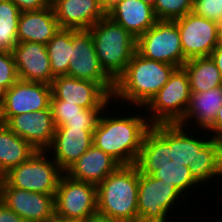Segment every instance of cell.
<instances>
[{
    "instance_id": "f546056e",
    "label": "cell",
    "mask_w": 222,
    "mask_h": 222,
    "mask_svg": "<svg viewBox=\"0 0 222 222\" xmlns=\"http://www.w3.org/2000/svg\"><path fill=\"white\" fill-rule=\"evenodd\" d=\"M53 122L55 127H61L67 119L74 117H84L85 108L76 104H71L63 100H50Z\"/></svg>"
},
{
    "instance_id": "7a4b0ae2",
    "label": "cell",
    "mask_w": 222,
    "mask_h": 222,
    "mask_svg": "<svg viewBox=\"0 0 222 222\" xmlns=\"http://www.w3.org/2000/svg\"><path fill=\"white\" fill-rule=\"evenodd\" d=\"M126 116L105 117L101 113L93 131V145L111 155L121 165H135L143 138L151 124L143 114Z\"/></svg>"
},
{
    "instance_id": "e0dca14e",
    "label": "cell",
    "mask_w": 222,
    "mask_h": 222,
    "mask_svg": "<svg viewBox=\"0 0 222 222\" xmlns=\"http://www.w3.org/2000/svg\"><path fill=\"white\" fill-rule=\"evenodd\" d=\"M19 80L51 85L52 73L46 45L37 42H20L13 51Z\"/></svg>"
},
{
    "instance_id": "603a6c76",
    "label": "cell",
    "mask_w": 222,
    "mask_h": 222,
    "mask_svg": "<svg viewBox=\"0 0 222 222\" xmlns=\"http://www.w3.org/2000/svg\"><path fill=\"white\" fill-rule=\"evenodd\" d=\"M59 29L52 5L40 10L23 11L20 13L17 41L46 45Z\"/></svg>"
},
{
    "instance_id": "30bf717a",
    "label": "cell",
    "mask_w": 222,
    "mask_h": 222,
    "mask_svg": "<svg viewBox=\"0 0 222 222\" xmlns=\"http://www.w3.org/2000/svg\"><path fill=\"white\" fill-rule=\"evenodd\" d=\"M55 214L73 222H83L97 213V187L71 179L63 173L54 197Z\"/></svg>"
},
{
    "instance_id": "7bdbcfd3",
    "label": "cell",
    "mask_w": 222,
    "mask_h": 222,
    "mask_svg": "<svg viewBox=\"0 0 222 222\" xmlns=\"http://www.w3.org/2000/svg\"><path fill=\"white\" fill-rule=\"evenodd\" d=\"M7 89L0 85V100H5Z\"/></svg>"
},
{
    "instance_id": "4316f807",
    "label": "cell",
    "mask_w": 222,
    "mask_h": 222,
    "mask_svg": "<svg viewBox=\"0 0 222 222\" xmlns=\"http://www.w3.org/2000/svg\"><path fill=\"white\" fill-rule=\"evenodd\" d=\"M54 77L67 75L72 56V29L60 28L46 44Z\"/></svg>"
},
{
    "instance_id": "ba28073f",
    "label": "cell",
    "mask_w": 222,
    "mask_h": 222,
    "mask_svg": "<svg viewBox=\"0 0 222 222\" xmlns=\"http://www.w3.org/2000/svg\"><path fill=\"white\" fill-rule=\"evenodd\" d=\"M190 95L189 78L185 69L176 68L167 83L143 107L147 112H152L147 114L150 117L149 123L177 124L184 117Z\"/></svg>"
},
{
    "instance_id": "b9f144b4",
    "label": "cell",
    "mask_w": 222,
    "mask_h": 222,
    "mask_svg": "<svg viewBox=\"0 0 222 222\" xmlns=\"http://www.w3.org/2000/svg\"><path fill=\"white\" fill-rule=\"evenodd\" d=\"M217 46H222V23H219Z\"/></svg>"
},
{
    "instance_id": "f35d334b",
    "label": "cell",
    "mask_w": 222,
    "mask_h": 222,
    "mask_svg": "<svg viewBox=\"0 0 222 222\" xmlns=\"http://www.w3.org/2000/svg\"><path fill=\"white\" fill-rule=\"evenodd\" d=\"M5 100H0V127L7 124V118L5 114Z\"/></svg>"
},
{
    "instance_id": "ac0fdd59",
    "label": "cell",
    "mask_w": 222,
    "mask_h": 222,
    "mask_svg": "<svg viewBox=\"0 0 222 222\" xmlns=\"http://www.w3.org/2000/svg\"><path fill=\"white\" fill-rule=\"evenodd\" d=\"M51 85L18 80L6 91L7 120L23 113H33L50 106Z\"/></svg>"
},
{
    "instance_id": "d590c367",
    "label": "cell",
    "mask_w": 222,
    "mask_h": 222,
    "mask_svg": "<svg viewBox=\"0 0 222 222\" xmlns=\"http://www.w3.org/2000/svg\"><path fill=\"white\" fill-rule=\"evenodd\" d=\"M208 131L209 133H214L213 139L222 142V106L218 110L213 126Z\"/></svg>"
},
{
    "instance_id": "8992f818",
    "label": "cell",
    "mask_w": 222,
    "mask_h": 222,
    "mask_svg": "<svg viewBox=\"0 0 222 222\" xmlns=\"http://www.w3.org/2000/svg\"><path fill=\"white\" fill-rule=\"evenodd\" d=\"M207 136L188 135L183 125L177 124V157L189 167L193 178L202 185L216 176L222 177V142ZM204 139V140H203Z\"/></svg>"
},
{
    "instance_id": "5b68a950",
    "label": "cell",
    "mask_w": 222,
    "mask_h": 222,
    "mask_svg": "<svg viewBox=\"0 0 222 222\" xmlns=\"http://www.w3.org/2000/svg\"><path fill=\"white\" fill-rule=\"evenodd\" d=\"M89 30L100 65L115 82L135 54L137 39L107 15Z\"/></svg>"
},
{
    "instance_id": "e575fe53",
    "label": "cell",
    "mask_w": 222,
    "mask_h": 222,
    "mask_svg": "<svg viewBox=\"0 0 222 222\" xmlns=\"http://www.w3.org/2000/svg\"><path fill=\"white\" fill-rule=\"evenodd\" d=\"M0 222H27L0 201Z\"/></svg>"
},
{
    "instance_id": "d6a6232c",
    "label": "cell",
    "mask_w": 222,
    "mask_h": 222,
    "mask_svg": "<svg viewBox=\"0 0 222 222\" xmlns=\"http://www.w3.org/2000/svg\"><path fill=\"white\" fill-rule=\"evenodd\" d=\"M107 109H86L84 111V117H74L67 119V122L61 127L71 128H96L101 112H105Z\"/></svg>"
},
{
    "instance_id": "9a60e30c",
    "label": "cell",
    "mask_w": 222,
    "mask_h": 222,
    "mask_svg": "<svg viewBox=\"0 0 222 222\" xmlns=\"http://www.w3.org/2000/svg\"><path fill=\"white\" fill-rule=\"evenodd\" d=\"M55 194L0 186V201L27 222H43L55 213Z\"/></svg>"
},
{
    "instance_id": "44dd1931",
    "label": "cell",
    "mask_w": 222,
    "mask_h": 222,
    "mask_svg": "<svg viewBox=\"0 0 222 222\" xmlns=\"http://www.w3.org/2000/svg\"><path fill=\"white\" fill-rule=\"evenodd\" d=\"M106 15L123 26L135 39L155 25L153 7L141 0H115Z\"/></svg>"
},
{
    "instance_id": "9c48e42d",
    "label": "cell",
    "mask_w": 222,
    "mask_h": 222,
    "mask_svg": "<svg viewBox=\"0 0 222 222\" xmlns=\"http://www.w3.org/2000/svg\"><path fill=\"white\" fill-rule=\"evenodd\" d=\"M136 51L144 58L177 68L187 61L175 20H157L154 26L137 39Z\"/></svg>"
},
{
    "instance_id": "83f0119b",
    "label": "cell",
    "mask_w": 222,
    "mask_h": 222,
    "mask_svg": "<svg viewBox=\"0 0 222 222\" xmlns=\"http://www.w3.org/2000/svg\"><path fill=\"white\" fill-rule=\"evenodd\" d=\"M20 13L11 0L0 1V51L12 52L18 44L17 28Z\"/></svg>"
},
{
    "instance_id": "4fadbf2b",
    "label": "cell",
    "mask_w": 222,
    "mask_h": 222,
    "mask_svg": "<svg viewBox=\"0 0 222 222\" xmlns=\"http://www.w3.org/2000/svg\"><path fill=\"white\" fill-rule=\"evenodd\" d=\"M179 29L184 57H209L217 46L219 23L193 12L175 20Z\"/></svg>"
},
{
    "instance_id": "8d00e7d4",
    "label": "cell",
    "mask_w": 222,
    "mask_h": 222,
    "mask_svg": "<svg viewBox=\"0 0 222 222\" xmlns=\"http://www.w3.org/2000/svg\"><path fill=\"white\" fill-rule=\"evenodd\" d=\"M222 75V46H216L210 55Z\"/></svg>"
},
{
    "instance_id": "60d3db41",
    "label": "cell",
    "mask_w": 222,
    "mask_h": 222,
    "mask_svg": "<svg viewBox=\"0 0 222 222\" xmlns=\"http://www.w3.org/2000/svg\"><path fill=\"white\" fill-rule=\"evenodd\" d=\"M43 222H73L67 219H64L60 216H57L55 213L49 217L48 219L44 220Z\"/></svg>"
},
{
    "instance_id": "74e56055",
    "label": "cell",
    "mask_w": 222,
    "mask_h": 222,
    "mask_svg": "<svg viewBox=\"0 0 222 222\" xmlns=\"http://www.w3.org/2000/svg\"><path fill=\"white\" fill-rule=\"evenodd\" d=\"M83 222H121V221L96 213L87 218Z\"/></svg>"
},
{
    "instance_id": "f1b7e54d",
    "label": "cell",
    "mask_w": 222,
    "mask_h": 222,
    "mask_svg": "<svg viewBox=\"0 0 222 222\" xmlns=\"http://www.w3.org/2000/svg\"><path fill=\"white\" fill-rule=\"evenodd\" d=\"M194 0H156L154 13L157 20H176L192 12Z\"/></svg>"
},
{
    "instance_id": "1f68e13d",
    "label": "cell",
    "mask_w": 222,
    "mask_h": 222,
    "mask_svg": "<svg viewBox=\"0 0 222 222\" xmlns=\"http://www.w3.org/2000/svg\"><path fill=\"white\" fill-rule=\"evenodd\" d=\"M192 12L197 16L222 23L220 0H194Z\"/></svg>"
},
{
    "instance_id": "ee69618b",
    "label": "cell",
    "mask_w": 222,
    "mask_h": 222,
    "mask_svg": "<svg viewBox=\"0 0 222 222\" xmlns=\"http://www.w3.org/2000/svg\"><path fill=\"white\" fill-rule=\"evenodd\" d=\"M143 1L144 3L148 4L149 6L153 7L154 8V5H155V1L156 0H141Z\"/></svg>"
},
{
    "instance_id": "836d02e7",
    "label": "cell",
    "mask_w": 222,
    "mask_h": 222,
    "mask_svg": "<svg viewBox=\"0 0 222 222\" xmlns=\"http://www.w3.org/2000/svg\"><path fill=\"white\" fill-rule=\"evenodd\" d=\"M17 8L23 11H34L51 6V0H11Z\"/></svg>"
},
{
    "instance_id": "2e32d148",
    "label": "cell",
    "mask_w": 222,
    "mask_h": 222,
    "mask_svg": "<svg viewBox=\"0 0 222 222\" xmlns=\"http://www.w3.org/2000/svg\"><path fill=\"white\" fill-rule=\"evenodd\" d=\"M6 126L40 151H46L55 134L50 106L37 112L12 116L7 120Z\"/></svg>"
},
{
    "instance_id": "6da1fadb",
    "label": "cell",
    "mask_w": 222,
    "mask_h": 222,
    "mask_svg": "<svg viewBox=\"0 0 222 222\" xmlns=\"http://www.w3.org/2000/svg\"><path fill=\"white\" fill-rule=\"evenodd\" d=\"M135 166L139 174L175 184L184 195L198 184L189 167L177 157V124L151 125L143 138Z\"/></svg>"
},
{
    "instance_id": "7c38bea8",
    "label": "cell",
    "mask_w": 222,
    "mask_h": 222,
    "mask_svg": "<svg viewBox=\"0 0 222 222\" xmlns=\"http://www.w3.org/2000/svg\"><path fill=\"white\" fill-rule=\"evenodd\" d=\"M67 76L97 82L110 96L115 82L102 69L90 30L72 29V56Z\"/></svg>"
},
{
    "instance_id": "277c9868",
    "label": "cell",
    "mask_w": 222,
    "mask_h": 222,
    "mask_svg": "<svg viewBox=\"0 0 222 222\" xmlns=\"http://www.w3.org/2000/svg\"><path fill=\"white\" fill-rule=\"evenodd\" d=\"M139 171L135 165H121L97 187V213L121 222H139Z\"/></svg>"
},
{
    "instance_id": "4dcf8cb0",
    "label": "cell",
    "mask_w": 222,
    "mask_h": 222,
    "mask_svg": "<svg viewBox=\"0 0 222 222\" xmlns=\"http://www.w3.org/2000/svg\"><path fill=\"white\" fill-rule=\"evenodd\" d=\"M18 80L13 53L0 51V85L9 89Z\"/></svg>"
},
{
    "instance_id": "3957f363",
    "label": "cell",
    "mask_w": 222,
    "mask_h": 222,
    "mask_svg": "<svg viewBox=\"0 0 222 222\" xmlns=\"http://www.w3.org/2000/svg\"><path fill=\"white\" fill-rule=\"evenodd\" d=\"M176 68L144 58L136 51L124 73L115 81L112 97L142 108L167 83Z\"/></svg>"
},
{
    "instance_id": "7402d4cb",
    "label": "cell",
    "mask_w": 222,
    "mask_h": 222,
    "mask_svg": "<svg viewBox=\"0 0 222 222\" xmlns=\"http://www.w3.org/2000/svg\"><path fill=\"white\" fill-rule=\"evenodd\" d=\"M120 166L111 155L92 145L64 173L71 179L97 186Z\"/></svg>"
},
{
    "instance_id": "5bb4252c",
    "label": "cell",
    "mask_w": 222,
    "mask_h": 222,
    "mask_svg": "<svg viewBox=\"0 0 222 222\" xmlns=\"http://www.w3.org/2000/svg\"><path fill=\"white\" fill-rule=\"evenodd\" d=\"M50 100H63L85 109H105L112 96L97 82L64 75L52 80Z\"/></svg>"
},
{
    "instance_id": "cb8c5ba5",
    "label": "cell",
    "mask_w": 222,
    "mask_h": 222,
    "mask_svg": "<svg viewBox=\"0 0 222 222\" xmlns=\"http://www.w3.org/2000/svg\"><path fill=\"white\" fill-rule=\"evenodd\" d=\"M222 106V86L201 93L191 92L184 117L177 123L187 126V121L196 119L198 128L207 131L213 126L218 110Z\"/></svg>"
},
{
    "instance_id": "d6986e66",
    "label": "cell",
    "mask_w": 222,
    "mask_h": 222,
    "mask_svg": "<svg viewBox=\"0 0 222 222\" xmlns=\"http://www.w3.org/2000/svg\"><path fill=\"white\" fill-rule=\"evenodd\" d=\"M93 131L92 128L55 127L52 143L46 152L55 156L53 159L65 172L93 145Z\"/></svg>"
},
{
    "instance_id": "484cf974",
    "label": "cell",
    "mask_w": 222,
    "mask_h": 222,
    "mask_svg": "<svg viewBox=\"0 0 222 222\" xmlns=\"http://www.w3.org/2000/svg\"><path fill=\"white\" fill-rule=\"evenodd\" d=\"M189 78L190 92H204L222 86V75L211 57L188 59L182 66Z\"/></svg>"
},
{
    "instance_id": "d4e9b609",
    "label": "cell",
    "mask_w": 222,
    "mask_h": 222,
    "mask_svg": "<svg viewBox=\"0 0 222 222\" xmlns=\"http://www.w3.org/2000/svg\"><path fill=\"white\" fill-rule=\"evenodd\" d=\"M37 149L12 132L6 125L0 127V178L11 168L28 160Z\"/></svg>"
},
{
    "instance_id": "ffe728a7",
    "label": "cell",
    "mask_w": 222,
    "mask_h": 222,
    "mask_svg": "<svg viewBox=\"0 0 222 222\" xmlns=\"http://www.w3.org/2000/svg\"><path fill=\"white\" fill-rule=\"evenodd\" d=\"M51 5L63 29L88 30L106 16L94 0H51Z\"/></svg>"
},
{
    "instance_id": "8fae6325",
    "label": "cell",
    "mask_w": 222,
    "mask_h": 222,
    "mask_svg": "<svg viewBox=\"0 0 222 222\" xmlns=\"http://www.w3.org/2000/svg\"><path fill=\"white\" fill-rule=\"evenodd\" d=\"M182 194L173 183L163 182L152 175L139 174V222H167V214L171 212L169 210L174 207V203L181 199V196H186Z\"/></svg>"
},
{
    "instance_id": "ab89813d",
    "label": "cell",
    "mask_w": 222,
    "mask_h": 222,
    "mask_svg": "<svg viewBox=\"0 0 222 222\" xmlns=\"http://www.w3.org/2000/svg\"><path fill=\"white\" fill-rule=\"evenodd\" d=\"M94 1L98 3L105 12H107L111 8L115 0H94Z\"/></svg>"
},
{
    "instance_id": "52a82bcc",
    "label": "cell",
    "mask_w": 222,
    "mask_h": 222,
    "mask_svg": "<svg viewBox=\"0 0 222 222\" xmlns=\"http://www.w3.org/2000/svg\"><path fill=\"white\" fill-rule=\"evenodd\" d=\"M47 155L46 151L37 150L24 163L4 174L0 178V186H12L41 194H56L58 181L64 172L57 162Z\"/></svg>"
}]
</instances>
